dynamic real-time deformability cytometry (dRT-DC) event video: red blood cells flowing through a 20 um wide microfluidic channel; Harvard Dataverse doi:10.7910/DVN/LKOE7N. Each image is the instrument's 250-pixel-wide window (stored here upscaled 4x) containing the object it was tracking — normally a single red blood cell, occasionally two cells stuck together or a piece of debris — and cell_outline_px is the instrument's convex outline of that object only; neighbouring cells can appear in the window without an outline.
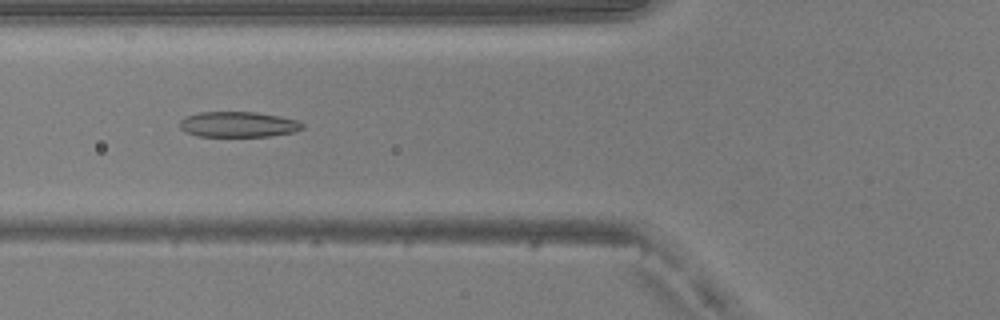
{"species": "common noctule bat (a hibernating species)", "species_latin": "Nyctalus noctula", "temperature_condition": "warm", "stored_images_in_passage": 35, "camera_frame_rate_fps": 3000, "um_per_image_px": 0.085, "animal": {"sex": "male", "body_mass_g": 20.5, "forearm_length_mm": 52.5}, "frame": {"image": 1, "passage_image": 5, "time_ms": 1.333, "image_size_px": [1000, 320], "cell_outline_px": [[304, 128], [292, 132], [272, 136], [196, 136], [184, 132], [180, 128], [180, 120], [188, 116], [200, 112], [256, 112], [280, 116], [300, 120], [304, 124]], "centroid_in_image_um": [20.27, 10.57], "position_along_channel_um": 105.5, "area_um2": 18.32}}
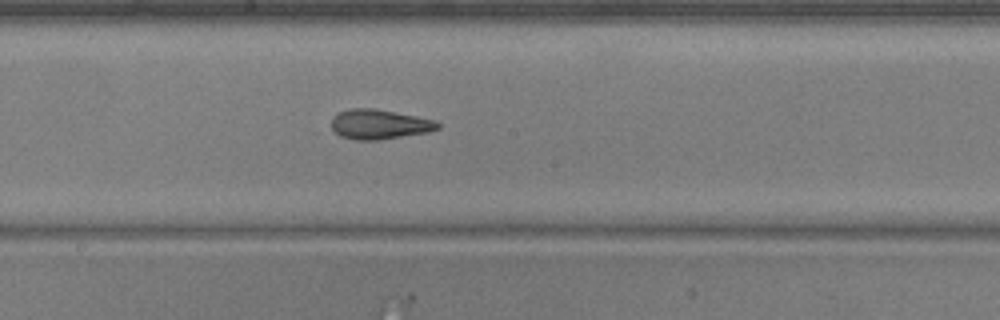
{"frame": {"image": 2, "passage_image": 13, "time_ms": 4.0, "image_size_px": [1000, 320], "cell_outline_px": [[440, 128], [428, 132], [380, 140], [352, 140], [340, 136], [332, 128], [332, 116], [348, 108], [376, 108], [436, 120], [440, 124]], "centroid_in_image_um": [32.24, 10.56], "position_along_channel_um": 216.0, "area_um2": 18.61}}
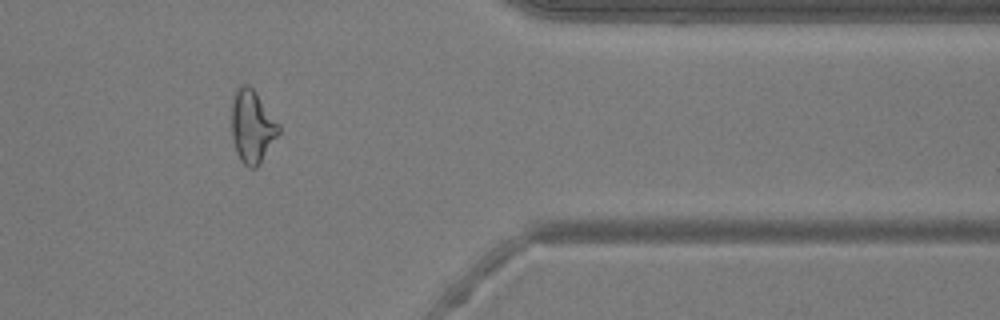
{"frame": {"image": 3, "passage_image": 27, "time_ms": 8.667, "image_size_px": [1000, 320], "cell_outline_px": [[280, 132], [260, 164], [256, 168], [248, 168], [240, 160], [236, 152], [232, 136], [232, 100], [236, 88], [240, 84], [248, 84], [256, 92], [280, 124]], "centroid_in_image_um": [21.44, 10.75], "position_along_channel_um": 390.0, "area_um2": 20.17}, "authors_computed_cell_mechanics": {"area_um2": 18.5538, "velocity_mm_per_s": 4.1149, "shape_relaxation_time_tau1_ms": 4.5782, "shape_relaxation_time_tau2_ms": 3.2907, "deformation_change_tau1": 0.1773, "deformation_change_tau2": 0.1327}}